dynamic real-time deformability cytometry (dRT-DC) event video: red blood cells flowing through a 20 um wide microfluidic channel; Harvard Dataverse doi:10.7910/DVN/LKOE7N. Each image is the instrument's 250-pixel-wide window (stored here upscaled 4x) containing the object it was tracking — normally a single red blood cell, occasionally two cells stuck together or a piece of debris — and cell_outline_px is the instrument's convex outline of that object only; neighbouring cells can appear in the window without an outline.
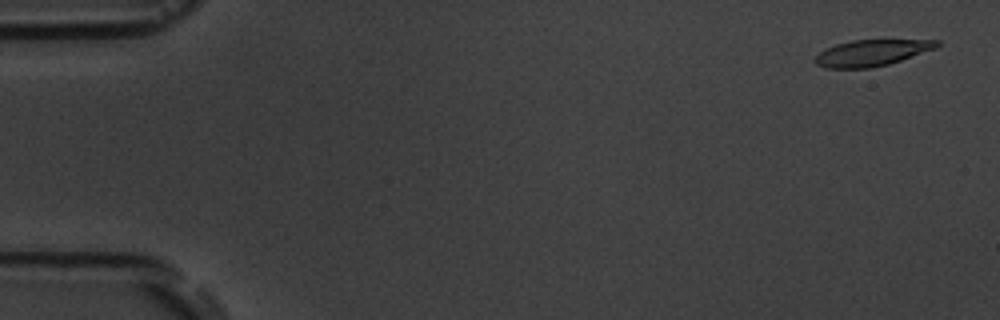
{"species": "common noctule bat (a hibernating species)", "species_latin": "Nyctalus noctula", "temperature_condition": "room temperature", "stored_images_in_passage": 6, "camera_frame_rate_fps": 3000, "um_per_image_px": 0.085, "animal": {"sex": "male", "body_mass_g": 19.5, "forearm_length_mm": 54.6}, "frame": {"image": 1, "passage_image": 1, "time_ms": 0.0, "image_size_px": [1000, 320], "cell_outline_px": [[940, 44], [936, 48], [888, 64], [872, 68], [824, 68], [816, 64], [812, 60], [824, 48], [836, 44], [852, 40], [940, 40]], "centroid_in_image_um": [74.04, 4.49], "position_along_channel_um": 11.0, "area_um2": 18.61}}
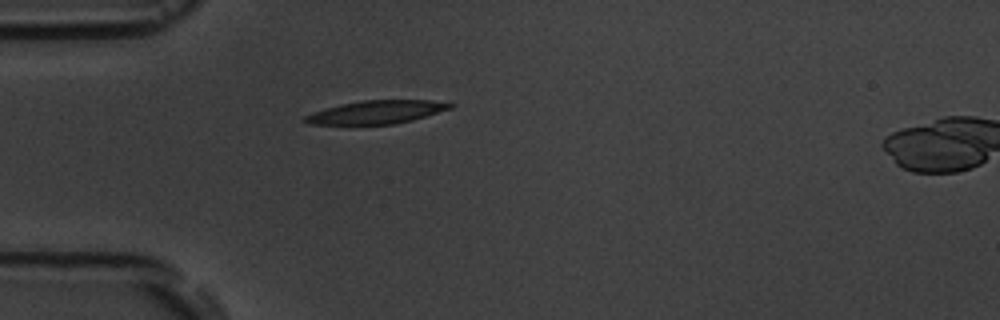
{"frame": {"image": 2, "passage_image": 5, "time_ms": 4.667, "image_size_px": [1000, 320], "cell_outline_px": [[456, 104], [452, 108], [412, 120], [396, 124], [308, 124], [300, 120], [304, 116], [312, 112], [324, 108], [340, 104], [360, 100], [432, 100]], "centroid_in_image_um": [31.96, 9.52], "position_along_channel_um": 53.0, "area_um2": 19.77}}